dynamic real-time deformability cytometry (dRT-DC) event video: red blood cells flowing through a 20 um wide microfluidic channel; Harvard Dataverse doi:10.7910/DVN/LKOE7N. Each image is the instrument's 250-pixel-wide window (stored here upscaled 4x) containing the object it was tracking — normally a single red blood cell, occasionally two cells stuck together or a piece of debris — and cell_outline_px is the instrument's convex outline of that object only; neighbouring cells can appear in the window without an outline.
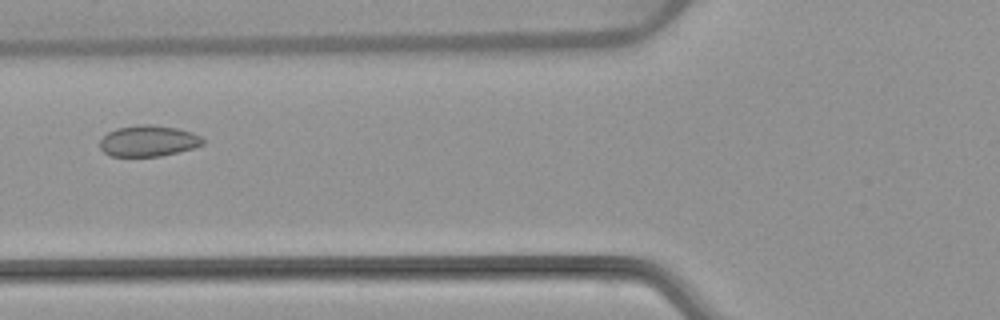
{"species": "common noctule bat (a hibernating species)", "species_latin": "Nyctalus noctula", "temperature_condition": "warm", "stored_images_in_passage": 5, "camera_frame_rate_fps": 3000, "um_per_image_px": 0.085, "animal": {"sex": "female", "body_mass_g": 22.7, "forearm_length_mm": 54.2}, "frame": {"image": 1, "passage_image": 2, "time_ms": 1.333, "image_size_px": [1000, 320], "cell_outline_px": [[204, 144], [192, 148], [160, 156], [112, 156], [104, 152], [100, 148], [100, 140], [108, 132], [116, 128], [136, 124], [152, 124], [176, 128], [192, 132], [200, 136], [204, 140]], "centroid_in_image_um": [12.59, 11.96], "position_along_channel_um": 113.2, "area_um2": 18.61}}
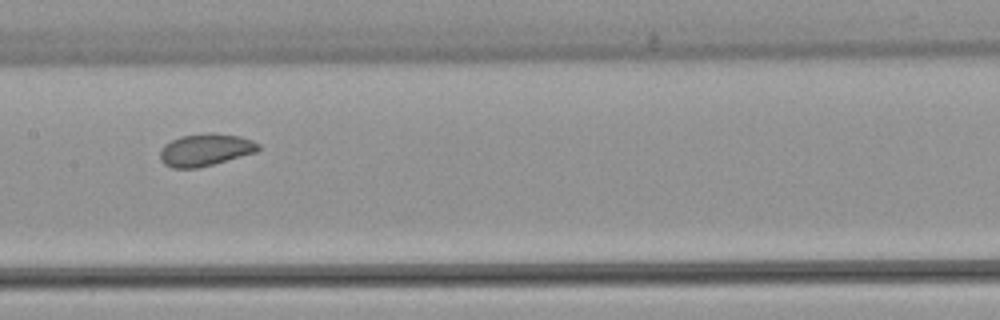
{"frame": {"image": 2, "passage_image": 4, "time_ms": 3.333, "image_size_px": [1000, 320], "cell_outline_px": [[260, 148], [256, 152], [212, 164], [196, 168], [172, 168], [164, 164], [160, 160], [160, 148], [164, 144], [180, 136], [212, 132], [240, 136], [252, 140], [260, 144]], "centroid_in_image_um": [17.43, 12.72], "position_along_channel_um": 190.0, "area_um2": 18.5}}
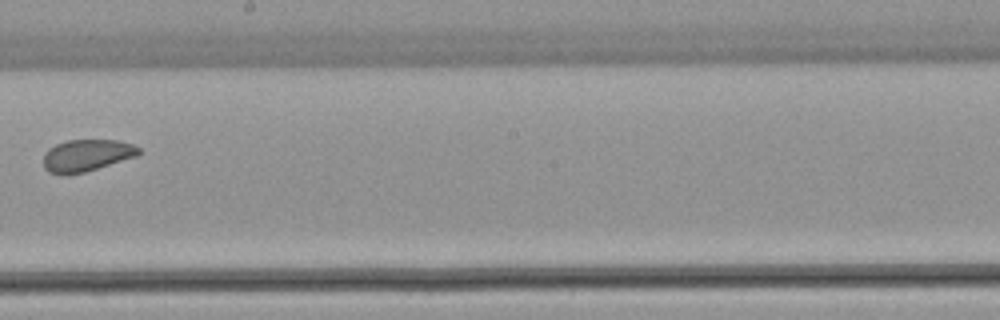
{"frame": {"image": 3, "passage_image": 5, "time_ms": 4.667, "image_size_px": [1000, 320], "cell_outline_px": [[140, 152], [136, 156], [84, 172], [64, 176], [48, 172], [44, 168], [44, 152], [48, 148], [56, 144], [68, 140], [116, 140], [132, 144], [140, 148]], "centroid_in_image_um": [7.31, 13.21], "position_along_channel_um": 240.9, "area_um2": 17.74}}